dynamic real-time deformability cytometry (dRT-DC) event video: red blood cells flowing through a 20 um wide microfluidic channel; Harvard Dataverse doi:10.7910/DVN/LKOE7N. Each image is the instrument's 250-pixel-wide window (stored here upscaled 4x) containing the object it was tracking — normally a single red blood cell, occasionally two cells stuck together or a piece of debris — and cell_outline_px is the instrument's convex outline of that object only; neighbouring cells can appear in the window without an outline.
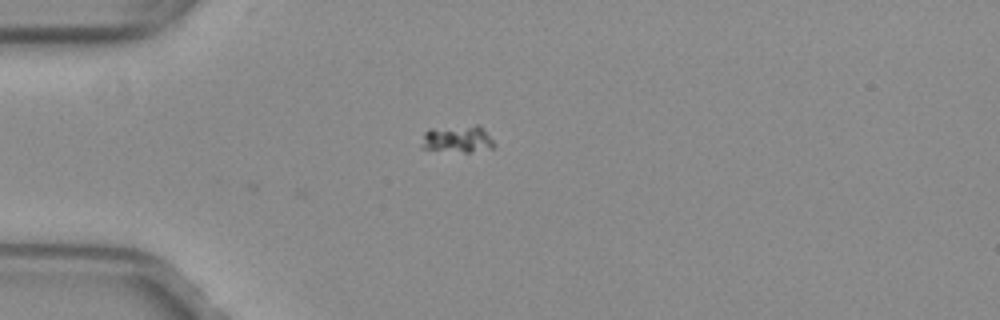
{"species": "common noctule bat (a hibernating species)", "species_latin": "Nyctalus noctula", "temperature_condition": "warm", "stored_images_in_passage": 28, "camera_frame_rate_fps": 3000, "um_per_image_px": 0.085, "animal": {"sex": "female", "body_mass_g": 29.2, "forearm_length_mm": 56.3}, "frame": {"image": 1, "passage_image": 1, "time_ms": 0.0, "image_size_px": [1000, 320], "cell_outline_px": [[496, 144], [492, 148], [468, 152], [464, 152], [420, 148], [420, 144], [424, 132], [428, 128], [476, 124], [484, 128]], "centroid_in_image_um": [38.87, 11.79], "position_along_channel_um": 46.1, "area_um2": 11.79}}
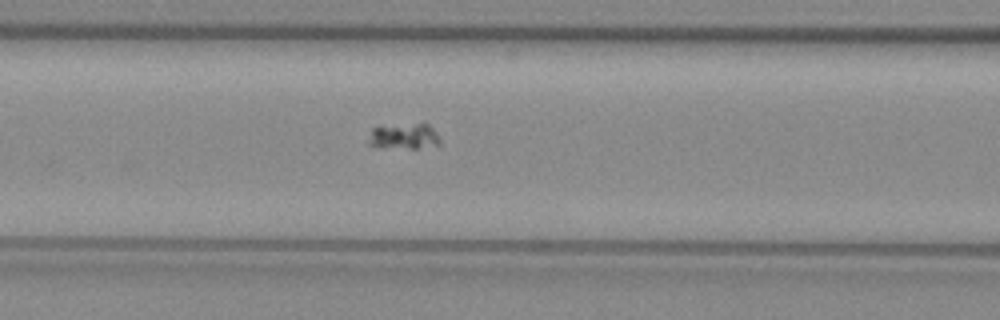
{"frame": {"image": 2, "passage_image": 9, "time_ms": 2.667, "image_size_px": [1000, 320], "cell_outline_px": [[440, 144], [416, 148], [408, 148], [368, 144], [368, 140], [372, 128], [424, 120], [432, 128], [440, 140]], "centroid_in_image_um": [34.4, 11.52], "position_along_channel_um": 132.2, "area_um2": 10.69}}
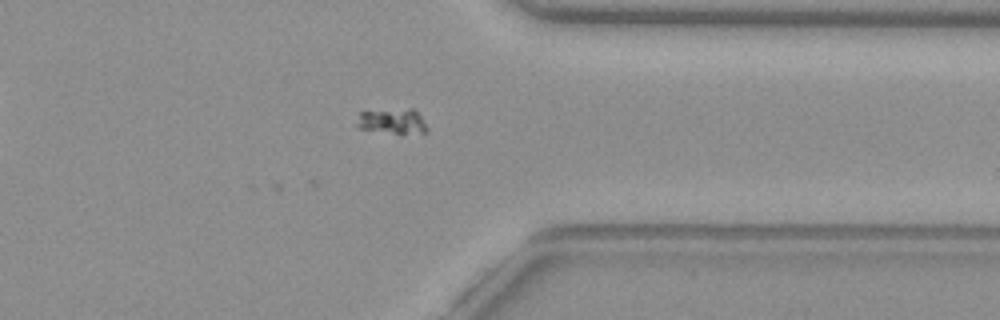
{"frame": {"image": 3, "passage_image": 28, "time_ms": 9.0, "image_size_px": [1000, 320], "cell_outline_px": [[428, 132], [400, 136], [356, 128], [356, 124], [360, 112], [408, 108], [412, 108], [420, 116], [428, 128]], "centroid_in_image_um": [33.36, 10.37], "position_along_channel_um": 378.0, "area_um2": 10.87}}